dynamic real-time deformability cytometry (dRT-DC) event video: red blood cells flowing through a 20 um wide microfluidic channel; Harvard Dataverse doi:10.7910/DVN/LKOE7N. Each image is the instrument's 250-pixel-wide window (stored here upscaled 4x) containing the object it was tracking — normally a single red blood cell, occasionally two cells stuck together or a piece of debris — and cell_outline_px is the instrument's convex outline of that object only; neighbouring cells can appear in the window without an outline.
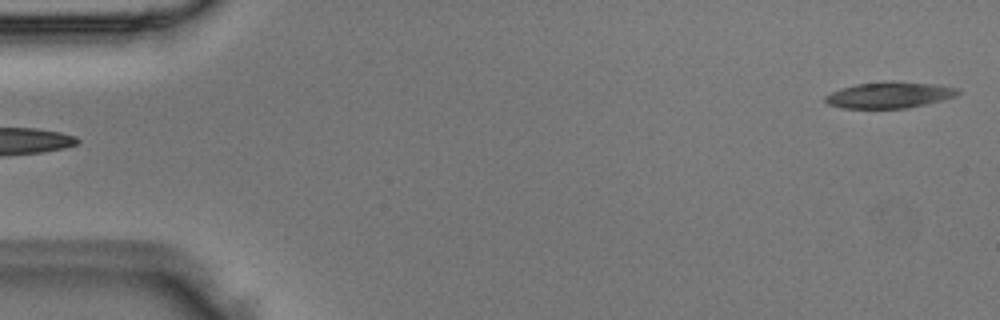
{"species": "Egyptian fruit bat (a non-hibernating species)", "species_latin": "Rousettus aegyptiacus", "temperature_condition": "room temperature", "stored_images_in_passage": 3, "camera_frame_rate_fps": 3000, "um_per_image_px": 0.085, "animal": {"sex": "male"}, "frame": {"image": 1, "passage_image": 3, "time_ms": 0.667, "image_size_px": [1000, 320], "cell_outline_px": [[960, 92], [956, 96], [908, 108], [840, 108], [828, 104], [824, 100], [824, 96], [840, 88], [856, 84], [892, 80], [936, 84], [960, 88]], "centroid_in_image_um": [75.59, 8.06], "position_along_channel_um": 9.4, "area_um2": 20.4}}